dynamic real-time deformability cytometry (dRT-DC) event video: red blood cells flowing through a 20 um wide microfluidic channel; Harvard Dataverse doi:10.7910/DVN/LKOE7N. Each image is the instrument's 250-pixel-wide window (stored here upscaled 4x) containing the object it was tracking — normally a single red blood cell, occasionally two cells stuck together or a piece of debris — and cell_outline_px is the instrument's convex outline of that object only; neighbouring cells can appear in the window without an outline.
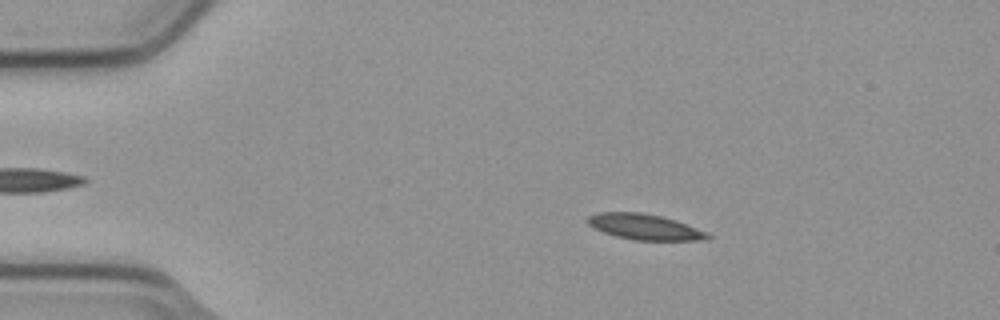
{"species": "common noctule bat (a hibernating species)", "species_latin": "Nyctalus noctula", "temperature_condition": "cold", "stored_images_in_passage": 3, "camera_frame_rate_fps": 3000, "um_per_image_px": 0.085, "animal": {"sex": "male", "body_mass_g": 23.1, "forearm_length_mm": 52.7}, "frame": {"image": 1, "passage_image": 2, "time_ms": 0.333, "image_size_px": [1000, 320], "cell_outline_px": [[712, 236], [708, 240], [632, 240], [616, 236], [604, 232], [588, 224], [584, 220], [588, 216], [596, 212], [640, 212], [660, 216], [676, 220], [708, 232]], "centroid_in_image_um": [54.8, 19.28], "position_along_channel_um": 30.2, "area_um2": 18.03}}